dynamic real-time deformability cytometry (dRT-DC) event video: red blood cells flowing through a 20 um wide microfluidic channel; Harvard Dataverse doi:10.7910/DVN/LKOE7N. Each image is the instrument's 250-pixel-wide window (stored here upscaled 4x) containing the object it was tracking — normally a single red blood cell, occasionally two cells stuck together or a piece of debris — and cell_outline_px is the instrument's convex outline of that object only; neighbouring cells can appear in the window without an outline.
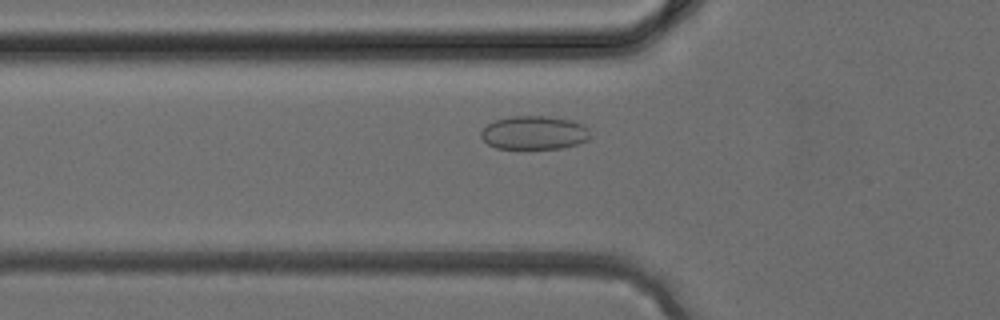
{"species": "common noctule bat (a hibernating species)", "species_latin": "Nyctalus noctula", "temperature_condition": "cold", "stored_images_in_passage": 37, "camera_frame_rate_fps": 3000, "um_per_image_px": 0.085, "animal": {"sex": "female", "body_mass_g": 24.6, "forearm_length_mm": 56.2}, "frame": {"image": 1, "passage_image": 12, "time_ms": 3.667, "image_size_px": [1000, 320], "cell_outline_px": [[588, 140], [576, 144], [560, 148], [496, 148], [488, 144], [480, 136], [480, 132], [488, 124], [496, 120], [512, 116], [548, 116], [572, 120], [584, 124], [588, 128]], "centroid_in_image_um": [45.4, 11.27], "position_along_channel_um": 80.4, "area_um2": 21.21}}
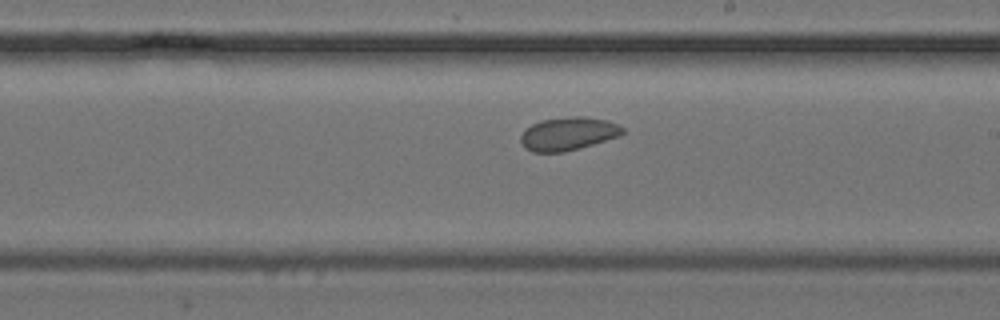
{"frame": {"image": 2, "passage_image": 21, "time_ms": 6.667, "image_size_px": [1000, 320], "cell_outline_px": [[624, 132], [620, 136], [580, 148], [564, 152], [532, 152], [524, 148], [520, 140], [520, 136], [524, 128], [540, 120], [572, 116], [584, 116], [604, 120], [616, 124], [624, 128]], "centroid_in_image_um": [48.25, 11.37], "position_along_channel_um": 240.8, "area_um2": 19.83}}
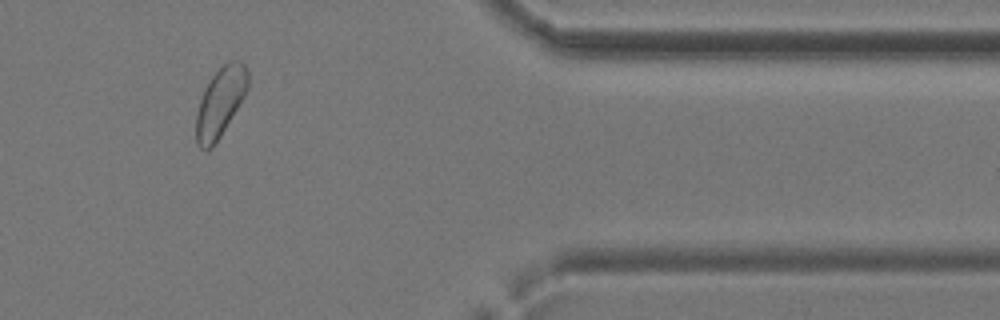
{"frame": {"image": 3, "passage_image": 31, "time_ms": 10.0, "image_size_px": [1000, 320], "cell_outline_px": [[248, 88], [244, 96], [220, 136], [212, 148], [200, 148], [196, 144], [196, 116], [200, 100], [204, 88], [212, 76], [228, 60], [240, 60], [248, 68]], "centroid_in_image_um": [18.73, 8.65], "position_along_channel_um": 392.7, "area_um2": 20.69}}